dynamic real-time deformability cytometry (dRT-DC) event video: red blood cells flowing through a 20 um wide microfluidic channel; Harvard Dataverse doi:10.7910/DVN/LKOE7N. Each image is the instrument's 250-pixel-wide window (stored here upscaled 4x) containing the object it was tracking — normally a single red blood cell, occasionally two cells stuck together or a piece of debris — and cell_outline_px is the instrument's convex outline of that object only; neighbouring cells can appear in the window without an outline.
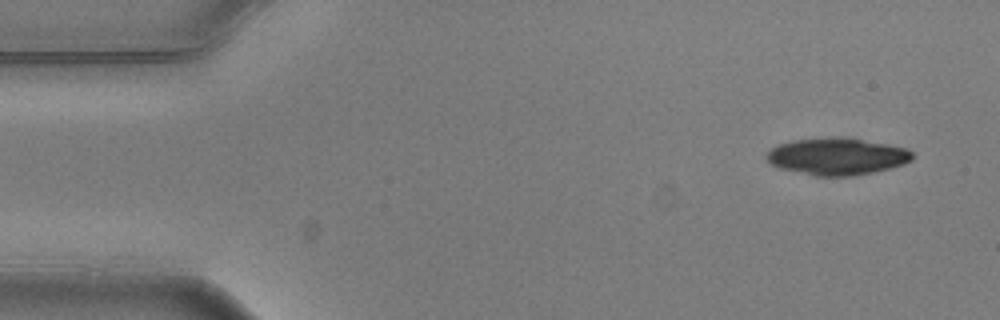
{"species": "common noctule bat (a hibernating species)", "species_latin": "Nyctalus noctula", "temperature_condition": "warm", "stored_images_in_passage": 4, "camera_frame_rate_fps": 3000, "um_per_image_px": 0.085, "animal": {"sex": "male", "body_mass_g": 20.5, "forearm_length_mm": 52.5}, "frame": {"image": 1, "passage_image": 1, "time_ms": 0.0, "image_size_px": [1000, 320], "cell_outline_px": [[916, 156], [912, 160], [904, 164], [872, 172], [852, 176], [816, 176], [780, 168], [772, 164], [764, 156], [772, 148], [780, 144], [792, 140], [860, 140], [908, 148]], "centroid_in_image_um": [71.17, 13.34], "position_along_channel_um": 13.8, "area_um2": 30.23}}